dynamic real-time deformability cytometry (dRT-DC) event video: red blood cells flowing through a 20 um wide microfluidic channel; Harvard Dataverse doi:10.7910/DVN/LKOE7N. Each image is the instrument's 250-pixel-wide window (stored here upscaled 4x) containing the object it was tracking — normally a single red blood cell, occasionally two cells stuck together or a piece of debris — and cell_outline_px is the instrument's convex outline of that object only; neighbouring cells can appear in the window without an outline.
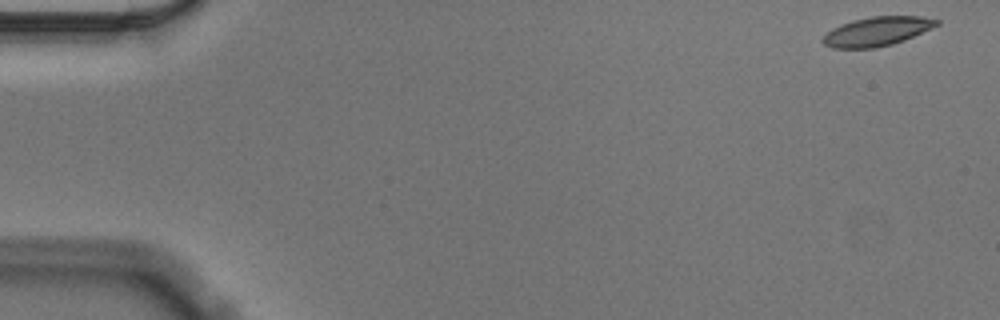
{"species": "Egyptian fruit bat (a non-hibernating species)", "species_latin": "Rousettus aegyptiacus", "temperature_condition": "cold", "stored_images_in_passage": 56, "camera_frame_rate_fps": 3000, "um_per_image_px": 0.085, "animal": {"sex": "male"}, "frame": {"image": 1, "passage_image": 1, "time_ms": 0.0, "image_size_px": [1000, 320], "cell_outline_px": [[940, 24], [904, 40], [892, 44], [876, 48], [832, 48], [824, 44], [820, 40], [832, 28], [840, 24], [852, 20], [872, 16], [920, 16], [940, 20]], "centroid_in_image_um": [74.52, 2.66], "position_along_channel_um": 10.5, "area_um2": 19.31}}
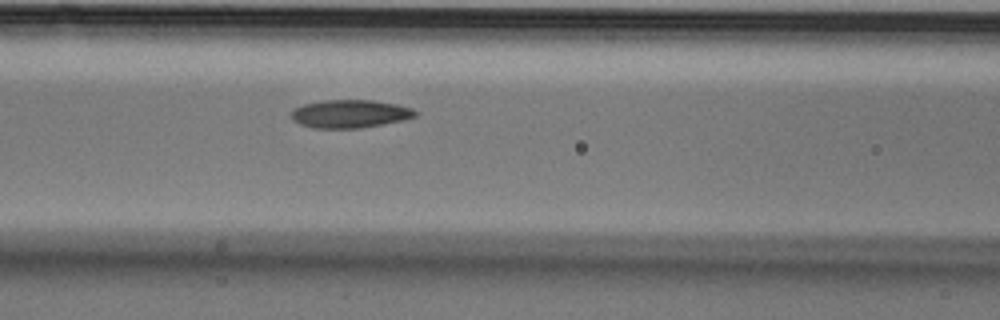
{"frame": {"image": 2, "passage_image": 23, "time_ms": 7.333, "image_size_px": [1000, 320], "cell_outline_px": [[420, 112], [416, 116], [400, 120], [360, 128], [312, 128], [300, 124], [292, 120], [292, 112], [296, 108], [304, 104], [324, 100], [372, 100], [396, 104], [412, 108]], "centroid_in_image_um": [29.75, 9.67], "position_along_channel_um": 136.8, "area_um2": 20.11}}
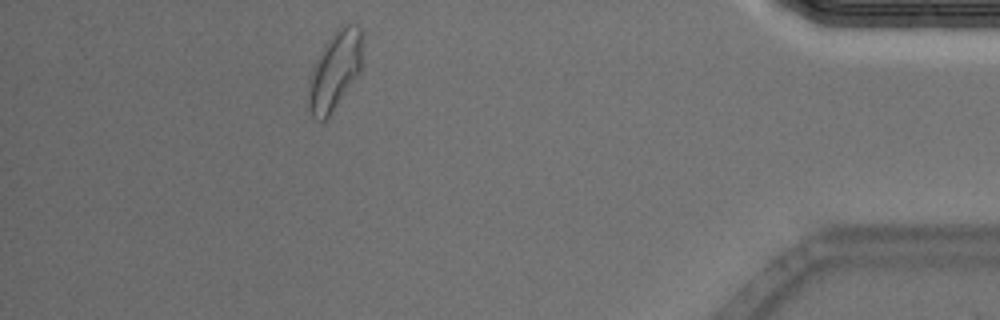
{"frame": {"image": 3, "passage_image": 50, "time_ms": 16.333, "image_size_px": [1000, 320], "cell_outline_px": [[360, 72], [328, 116], [324, 120], [316, 120], [312, 116], [308, 108], [308, 80], [312, 68], [324, 44], [340, 28], [348, 24], [356, 24], [360, 28]], "centroid_in_image_um": [28.4, 6.04], "position_along_channel_um": 406.8, "area_um2": 23.93}, "authors_computed_cell_mechanics": {"area_um2": 20.2878, "velocity_mm_per_s": 3.5313, "shape_relaxation_time_tau1_ms": 9.4056, "shape_relaxation_time_tau2_ms": 3.0167, "deformation_change_tau1": 0.1897, "deformation_change_tau2": 0.0802}}